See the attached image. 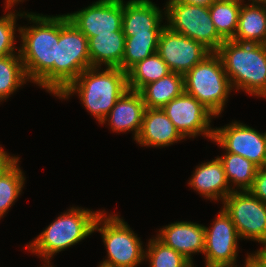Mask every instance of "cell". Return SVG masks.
<instances>
[{"instance_id":"38","label":"cell","mask_w":266,"mask_h":267,"mask_svg":"<svg viewBox=\"0 0 266 267\" xmlns=\"http://www.w3.org/2000/svg\"><path fill=\"white\" fill-rule=\"evenodd\" d=\"M251 3H257V4H260V3H262L263 1H265V0H249ZM243 2H244V0H243Z\"/></svg>"},{"instance_id":"39","label":"cell","mask_w":266,"mask_h":267,"mask_svg":"<svg viewBox=\"0 0 266 267\" xmlns=\"http://www.w3.org/2000/svg\"><path fill=\"white\" fill-rule=\"evenodd\" d=\"M98 267H114V266H111V265H108V264L101 262Z\"/></svg>"},{"instance_id":"22","label":"cell","mask_w":266,"mask_h":267,"mask_svg":"<svg viewBox=\"0 0 266 267\" xmlns=\"http://www.w3.org/2000/svg\"><path fill=\"white\" fill-rule=\"evenodd\" d=\"M138 92L146 108H163L184 92V75L170 72L163 78L148 83Z\"/></svg>"},{"instance_id":"5","label":"cell","mask_w":266,"mask_h":267,"mask_svg":"<svg viewBox=\"0 0 266 267\" xmlns=\"http://www.w3.org/2000/svg\"><path fill=\"white\" fill-rule=\"evenodd\" d=\"M232 89L216 52H212L184 75V91L202 103L215 117L224 111Z\"/></svg>"},{"instance_id":"19","label":"cell","mask_w":266,"mask_h":267,"mask_svg":"<svg viewBox=\"0 0 266 267\" xmlns=\"http://www.w3.org/2000/svg\"><path fill=\"white\" fill-rule=\"evenodd\" d=\"M189 181V186L210 200H224L233 190L229 185L219 156L197 166ZM230 186V187H229Z\"/></svg>"},{"instance_id":"40","label":"cell","mask_w":266,"mask_h":267,"mask_svg":"<svg viewBox=\"0 0 266 267\" xmlns=\"http://www.w3.org/2000/svg\"><path fill=\"white\" fill-rule=\"evenodd\" d=\"M48 264V266L46 265V264H44V266L43 267H53L52 265H50V263H47ZM50 265V266H49Z\"/></svg>"},{"instance_id":"37","label":"cell","mask_w":266,"mask_h":267,"mask_svg":"<svg viewBox=\"0 0 266 267\" xmlns=\"http://www.w3.org/2000/svg\"><path fill=\"white\" fill-rule=\"evenodd\" d=\"M260 4H261V6H262V8H263V10H264L265 17H266V0L263 1L262 3H260Z\"/></svg>"},{"instance_id":"11","label":"cell","mask_w":266,"mask_h":267,"mask_svg":"<svg viewBox=\"0 0 266 267\" xmlns=\"http://www.w3.org/2000/svg\"><path fill=\"white\" fill-rule=\"evenodd\" d=\"M223 127L214 128L212 141L226 152L245 157L259 168L266 166V132L259 133L238 121Z\"/></svg>"},{"instance_id":"28","label":"cell","mask_w":266,"mask_h":267,"mask_svg":"<svg viewBox=\"0 0 266 267\" xmlns=\"http://www.w3.org/2000/svg\"><path fill=\"white\" fill-rule=\"evenodd\" d=\"M144 259L149 260L150 267H194L184 255L166 246L157 237L148 242Z\"/></svg>"},{"instance_id":"2","label":"cell","mask_w":266,"mask_h":267,"mask_svg":"<svg viewBox=\"0 0 266 267\" xmlns=\"http://www.w3.org/2000/svg\"><path fill=\"white\" fill-rule=\"evenodd\" d=\"M128 90L127 73L120 68L90 67L84 70L57 97L68 99L74 93L99 123Z\"/></svg>"},{"instance_id":"3","label":"cell","mask_w":266,"mask_h":267,"mask_svg":"<svg viewBox=\"0 0 266 267\" xmlns=\"http://www.w3.org/2000/svg\"><path fill=\"white\" fill-rule=\"evenodd\" d=\"M232 88L266 99V45L225 40L216 51Z\"/></svg>"},{"instance_id":"6","label":"cell","mask_w":266,"mask_h":267,"mask_svg":"<svg viewBox=\"0 0 266 267\" xmlns=\"http://www.w3.org/2000/svg\"><path fill=\"white\" fill-rule=\"evenodd\" d=\"M90 67L88 38L68 19L67 15H59V43H56V97Z\"/></svg>"},{"instance_id":"1","label":"cell","mask_w":266,"mask_h":267,"mask_svg":"<svg viewBox=\"0 0 266 267\" xmlns=\"http://www.w3.org/2000/svg\"><path fill=\"white\" fill-rule=\"evenodd\" d=\"M35 25L18 27L22 46L20 58L28 81L56 95V43H59V15L25 13Z\"/></svg>"},{"instance_id":"9","label":"cell","mask_w":266,"mask_h":267,"mask_svg":"<svg viewBox=\"0 0 266 267\" xmlns=\"http://www.w3.org/2000/svg\"><path fill=\"white\" fill-rule=\"evenodd\" d=\"M222 202L240 238L266 243V203L248 190H233Z\"/></svg>"},{"instance_id":"14","label":"cell","mask_w":266,"mask_h":267,"mask_svg":"<svg viewBox=\"0 0 266 267\" xmlns=\"http://www.w3.org/2000/svg\"><path fill=\"white\" fill-rule=\"evenodd\" d=\"M68 19L87 37L120 31L123 23L122 0H98Z\"/></svg>"},{"instance_id":"16","label":"cell","mask_w":266,"mask_h":267,"mask_svg":"<svg viewBox=\"0 0 266 267\" xmlns=\"http://www.w3.org/2000/svg\"><path fill=\"white\" fill-rule=\"evenodd\" d=\"M166 246L192 261V254L204 253L205 226L190 221H180L163 227L156 236Z\"/></svg>"},{"instance_id":"8","label":"cell","mask_w":266,"mask_h":267,"mask_svg":"<svg viewBox=\"0 0 266 267\" xmlns=\"http://www.w3.org/2000/svg\"><path fill=\"white\" fill-rule=\"evenodd\" d=\"M164 8L167 27L203 44L216 52L225 41L216 31L209 7L179 1H167Z\"/></svg>"},{"instance_id":"32","label":"cell","mask_w":266,"mask_h":267,"mask_svg":"<svg viewBox=\"0 0 266 267\" xmlns=\"http://www.w3.org/2000/svg\"><path fill=\"white\" fill-rule=\"evenodd\" d=\"M19 157L10 156L6 151L0 147V176L8 170L17 160Z\"/></svg>"},{"instance_id":"13","label":"cell","mask_w":266,"mask_h":267,"mask_svg":"<svg viewBox=\"0 0 266 267\" xmlns=\"http://www.w3.org/2000/svg\"><path fill=\"white\" fill-rule=\"evenodd\" d=\"M162 109L184 138L203 134L213 139L210 123L215 115L192 95L184 91Z\"/></svg>"},{"instance_id":"17","label":"cell","mask_w":266,"mask_h":267,"mask_svg":"<svg viewBox=\"0 0 266 267\" xmlns=\"http://www.w3.org/2000/svg\"><path fill=\"white\" fill-rule=\"evenodd\" d=\"M145 109L141 94L128 89L100 124L108 121L112 131L117 133L133 131V138L136 140L141 130Z\"/></svg>"},{"instance_id":"29","label":"cell","mask_w":266,"mask_h":267,"mask_svg":"<svg viewBox=\"0 0 266 267\" xmlns=\"http://www.w3.org/2000/svg\"><path fill=\"white\" fill-rule=\"evenodd\" d=\"M19 160L0 176V219L15 203L24 187L25 177L18 166Z\"/></svg>"},{"instance_id":"23","label":"cell","mask_w":266,"mask_h":267,"mask_svg":"<svg viewBox=\"0 0 266 267\" xmlns=\"http://www.w3.org/2000/svg\"><path fill=\"white\" fill-rule=\"evenodd\" d=\"M242 2L243 0H214L209 6L216 31L224 40H232L236 34Z\"/></svg>"},{"instance_id":"34","label":"cell","mask_w":266,"mask_h":267,"mask_svg":"<svg viewBox=\"0 0 266 267\" xmlns=\"http://www.w3.org/2000/svg\"><path fill=\"white\" fill-rule=\"evenodd\" d=\"M169 1H179L191 5L207 6V7H209L214 2V0H169Z\"/></svg>"},{"instance_id":"30","label":"cell","mask_w":266,"mask_h":267,"mask_svg":"<svg viewBox=\"0 0 266 267\" xmlns=\"http://www.w3.org/2000/svg\"><path fill=\"white\" fill-rule=\"evenodd\" d=\"M16 12L11 11L6 13L3 17H0V58L9 55L18 54L15 53V31L16 30V19L17 16L23 17L24 12L15 14Z\"/></svg>"},{"instance_id":"21","label":"cell","mask_w":266,"mask_h":267,"mask_svg":"<svg viewBox=\"0 0 266 267\" xmlns=\"http://www.w3.org/2000/svg\"><path fill=\"white\" fill-rule=\"evenodd\" d=\"M232 40L266 45V17L261 4L242 2L236 34Z\"/></svg>"},{"instance_id":"18","label":"cell","mask_w":266,"mask_h":267,"mask_svg":"<svg viewBox=\"0 0 266 267\" xmlns=\"http://www.w3.org/2000/svg\"><path fill=\"white\" fill-rule=\"evenodd\" d=\"M185 139L162 108H146L140 133L135 141L141 146L165 147Z\"/></svg>"},{"instance_id":"7","label":"cell","mask_w":266,"mask_h":267,"mask_svg":"<svg viewBox=\"0 0 266 267\" xmlns=\"http://www.w3.org/2000/svg\"><path fill=\"white\" fill-rule=\"evenodd\" d=\"M95 230L101 233L107 250L108 256L103 263L114 267H137L144 260L141 239L118 215L107 216L104 210L101 211L95 220Z\"/></svg>"},{"instance_id":"15","label":"cell","mask_w":266,"mask_h":267,"mask_svg":"<svg viewBox=\"0 0 266 267\" xmlns=\"http://www.w3.org/2000/svg\"><path fill=\"white\" fill-rule=\"evenodd\" d=\"M123 4L122 29L125 37L160 35L165 25L163 12L150 0H129Z\"/></svg>"},{"instance_id":"33","label":"cell","mask_w":266,"mask_h":267,"mask_svg":"<svg viewBox=\"0 0 266 267\" xmlns=\"http://www.w3.org/2000/svg\"><path fill=\"white\" fill-rule=\"evenodd\" d=\"M264 247L260 248L255 254H251V258L260 266L266 267V243L262 244Z\"/></svg>"},{"instance_id":"25","label":"cell","mask_w":266,"mask_h":267,"mask_svg":"<svg viewBox=\"0 0 266 267\" xmlns=\"http://www.w3.org/2000/svg\"><path fill=\"white\" fill-rule=\"evenodd\" d=\"M222 161L226 179L230 185L237 187L235 190L240 191L248 190L255 179V175L259 167L253 162L249 161L245 157L230 152H225L222 157H219Z\"/></svg>"},{"instance_id":"24","label":"cell","mask_w":266,"mask_h":267,"mask_svg":"<svg viewBox=\"0 0 266 267\" xmlns=\"http://www.w3.org/2000/svg\"><path fill=\"white\" fill-rule=\"evenodd\" d=\"M170 72L167 64L156 52L138 62L127 72L128 89L139 91L148 83L157 81Z\"/></svg>"},{"instance_id":"26","label":"cell","mask_w":266,"mask_h":267,"mask_svg":"<svg viewBox=\"0 0 266 267\" xmlns=\"http://www.w3.org/2000/svg\"><path fill=\"white\" fill-rule=\"evenodd\" d=\"M27 81L19 50L18 55L0 58V102L7 99Z\"/></svg>"},{"instance_id":"20","label":"cell","mask_w":266,"mask_h":267,"mask_svg":"<svg viewBox=\"0 0 266 267\" xmlns=\"http://www.w3.org/2000/svg\"><path fill=\"white\" fill-rule=\"evenodd\" d=\"M125 51L123 29L88 38L91 67L120 68Z\"/></svg>"},{"instance_id":"10","label":"cell","mask_w":266,"mask_h":267,"mask_svg":"<svg viewBox=\"0 0 266 267\" xmlns=\"http://www.w3.org/2000/svg\"><path fill=\"white\" fill-rule=\"evenodd\" d=\"M157 53L171 72L185 75L212 52L203 44L166 26L162 29Z\"/></svg>"},{"instance_id":"36","label":"cell","mask_w":266,"mask_h":267,"mask_svg":"<svg viewBox=\"0 0 266 267\" xmlns=\"http://www.w3.org/2000/svg\"><path fill=\"white\" fill-rule=\"evenodd\" d=\"M24 0H6V6L5 8L8 10L10 8H12L14 5L17 4V2H22Z\"/></svg>"},{"instance_id":"27","label":"cell","mask_w":266,"mask_h":267,"mask_svg":"<svg viewBox=\"0 0 266 267\" xmlns=\"http://www.w3.org/2000/svg\"><path fill=\"white\" fill-rule=\"evenodd\" d=\"M159 35L125 37V51L120 69L128 72L138 62L157 52Z\"/></svg>"},{"instance_id":"31","label":"cell","mask_w":266,"mask_h":267,"mask_svg":"<svg viewBox=\"0 0 266 267\" xmlns=\"http://www.w3.org/2000/svg\"><path fill=\"white\" fill-rule=\"evenodd\" d=\"M248 191L263 203H266V166L258 169L252 186Z\"/></svg>"},{"instance_id":"35","label":"cell","mask_w":266,"mask_h":267,"mask_svg":"<svg viewBox=\"0 0 266 267\" xmlns=\"http://www.w3.org/2000/svg\"><path fill=\"white\" fill-rule=\"evenodd\" d=\"M244 267H260V266L251 258V255L249 254L245 259Z\"/></svg>"},{"instance_id":"12","label":"cell","mask_w":266,"mask_h":267,"mask_svg":"<svg viewBox=\"0 0 266 267\" xmlns=\"http://www.w3.org/2000/svg\"><path fill=\"white\" fill-rule=\"evenodd\" d=\"M214 220L212 227L205 226V267H237L240 237L236 227L223 208Z\"/></svg>"},{"instance_id":"4","label":"cell","mask_w":266,"mask_h":267,"mask_svg":"<svg viewBox=\"0 0 266 267\" xmlns=\"http://www.w3.org/2000/svg\"><path fill=\"white\" fill-rule=\"evenodd\" d=\"M101 211H90L85 208H71L61 214L26 249L44 262L50 263L53 255L71 247L87 238L94 231L95 220ZM46 260V261H45Z\"/></svg>"}]
</instances>
